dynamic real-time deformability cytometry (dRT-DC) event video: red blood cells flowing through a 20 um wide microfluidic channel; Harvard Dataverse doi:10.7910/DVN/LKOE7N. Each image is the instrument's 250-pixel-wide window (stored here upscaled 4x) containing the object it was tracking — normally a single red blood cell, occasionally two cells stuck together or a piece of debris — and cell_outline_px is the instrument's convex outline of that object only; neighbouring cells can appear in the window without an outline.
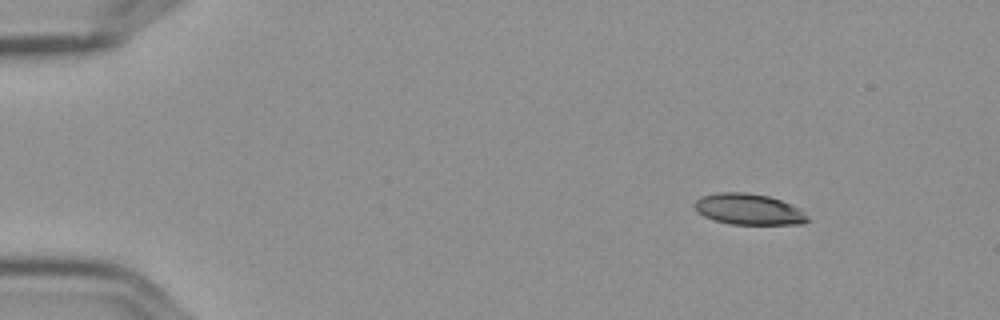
{"species": "Egyptian fruit bat (a non-hibernating species)", "species_latin": "Rousettus aegyptiacus", "temperature_condition": "cold", "stored_images_in_passage": 5, "camera_frame_rate_fps": 3000, "um_per_image_px": 0.085, "frame": {"image": 1, "passage_image": 1, "time_ms": 0.0, "image_size_px": [1000, 320], "cell_outline_px": [[812, 220], [804, 224], [732, 224], [716, 220], [704, 216], [696, 212], [692, 204], [700, 196], [720, 192], [744, 192], [768, 196], [780, 200], [800, 208]], "centroid_in_image_um": [63.64, 17.79], "position_along_channel_um": 21.4, "area_um2": 20.58}}
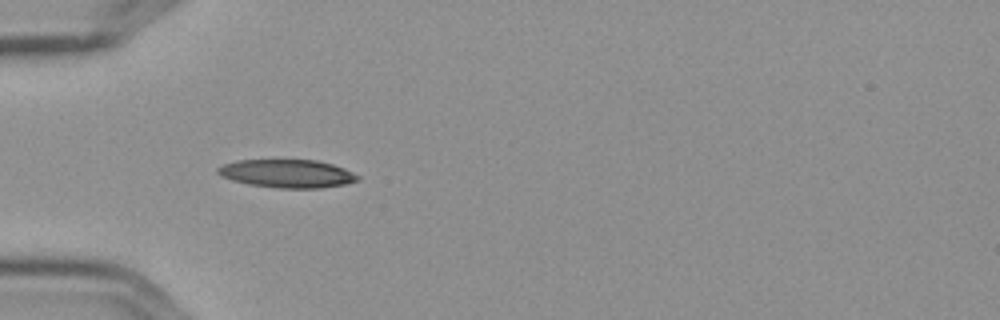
{"frame": {"image": 2, "passage_image": 4, "time_ms": 1.0, "image_size_px": [1000, 320], "cell_outline_px": [[360, 180], [344, 184], [320, 188], [280, 188], [248, 184], [232, 180], [216, 172], [216, 168], [224, 164], [236, 160], [316, 160], [332, 164], [344, 168], [360, 176]], "centroid_in_image_um": [24.42, 14.75], "position_along_channel_um": 60.6, "area_um2": 22.89}}
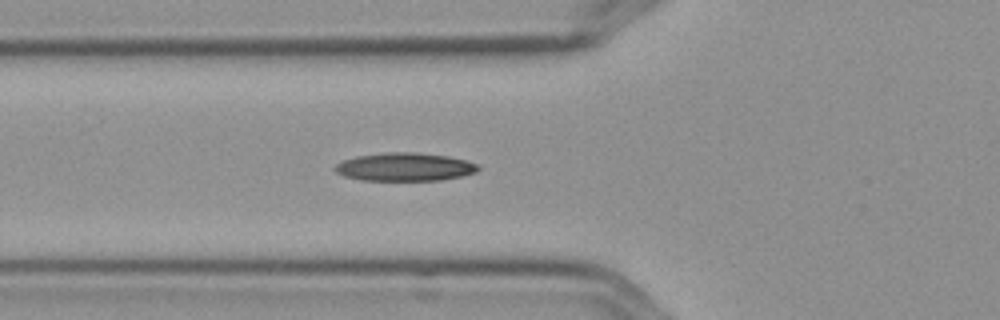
{"frame": {"image": 3, "passage_image": 5, "time_ms": 1.333, "image_size_px": [1000, 320], "cell_outline_px": [[480, 168], [476, 172], [460, 176], [440, 180], [360, 180], [344, 176], [336, 172], [332, 168], [336, 164], [344, 160], [356, 156], [384, 152], [416, 152], [448, 156], [468, 160], [480, 164]], "centroid_in_image_um": [34.41, 14.18], "position_along_channel_um": 91.4, "area_um2": 23.7}}